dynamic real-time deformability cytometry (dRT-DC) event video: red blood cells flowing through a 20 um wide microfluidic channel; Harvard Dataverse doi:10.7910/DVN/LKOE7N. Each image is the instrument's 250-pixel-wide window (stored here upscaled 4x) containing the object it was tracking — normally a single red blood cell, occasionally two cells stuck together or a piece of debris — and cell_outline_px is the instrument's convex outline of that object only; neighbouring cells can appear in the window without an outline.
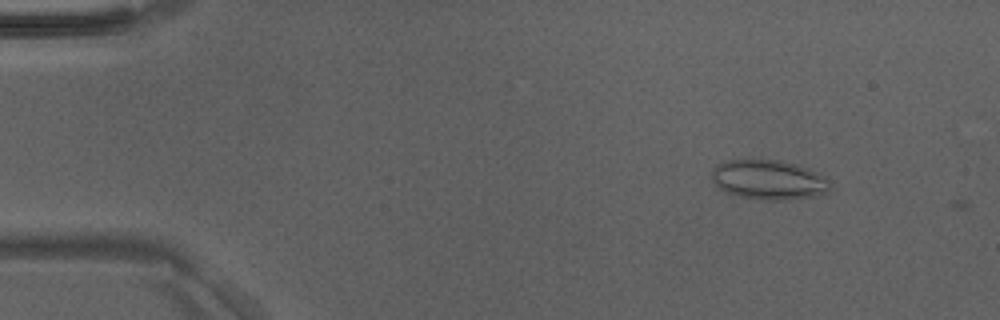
{"species": "Egyptian fruit bat (a non-hibernating species)", "species_latin": "Rousettus aegyptiacus", "temperature_condition": "room temperature", "stored_images_in_passage": 3, "camera_frame_rate_fps": 3000, "um_per_image_px": 0.085, "animal": {"sex": "male"}, "frame": {"image": 1, "passage_image": 1, "time_ms": 0.0, "image_size_px": [1000, 320], "cell_outline_px": [[832, 184], [828, 192], [816, 196], [780, 200], [768, 200], [740, 196], [728, 192], [720, 188], [712, 180], [712, 168], [728, 160], [776, 160], [796, 164], [808, 168], [824, 176]], "centroid_in_image_um": [65.38, 15.28], "position_along_channel_um": 19.6, "area_um2": 27.05}}